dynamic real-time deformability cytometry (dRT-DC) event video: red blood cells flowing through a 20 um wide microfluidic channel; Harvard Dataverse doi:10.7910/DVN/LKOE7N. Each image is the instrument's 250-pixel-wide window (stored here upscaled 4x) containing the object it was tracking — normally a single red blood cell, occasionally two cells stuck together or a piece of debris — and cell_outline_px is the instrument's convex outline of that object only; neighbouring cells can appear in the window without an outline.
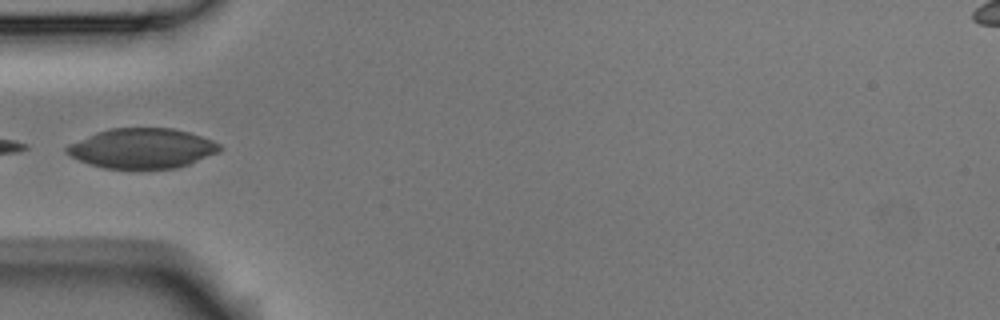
{"species": "Egyptian fruit bat (a non-hibernating species)", "species_latin": "Rousettus aegyptiacus", "temperature_condition": "room temperature", "stored_images_in_passage": 5, "camera_frame_rate_fps": 3000, "um_per_image_px": 0.085, "animal": {"sex": "male"}, "frame": {"image": 1, "passage_image": 5, "time_ms": 1.333, "image_size_px": [1000, 320], "cell_outline_px": [[224, 148], [220, 152], [188, 164], [176, 168], [104, 168], [88, 164], [64, 152], [64, 148], [68, 144], [96, 132], [112, 128], [172, 128], [188, 132], [212, 140], [220, 144]], "centroid_in_image_um": [12.08, 12.6], "position_along_channel_um": 72.9, "area_um2": 35.55}}